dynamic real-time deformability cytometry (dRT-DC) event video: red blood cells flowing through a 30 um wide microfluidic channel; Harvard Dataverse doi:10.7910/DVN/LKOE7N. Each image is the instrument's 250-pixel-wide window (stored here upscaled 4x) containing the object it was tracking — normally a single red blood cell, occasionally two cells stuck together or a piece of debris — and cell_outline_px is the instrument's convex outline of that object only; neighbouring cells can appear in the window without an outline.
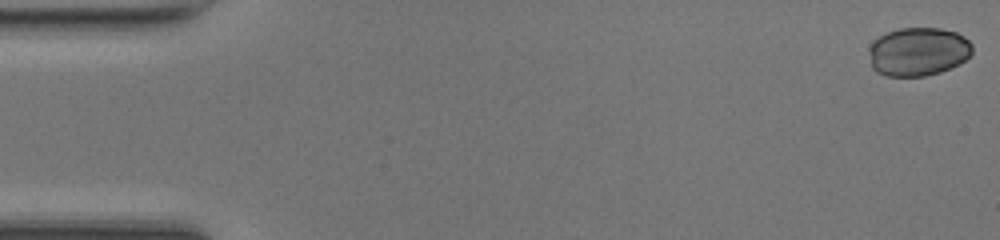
{"species": "common noctule bat (a hibernating species)", "species_latin": "Nyctalus noctula", "temperature_condition": "room temperature", "stored_images_in_passage": 49, "camera_frame_rate_fps": 3000, "um_per_image_px": 0.085, "animal": {"sex": "female", "body_mass_g": 17.0, "forearm_length_mm": 48.0}, "frame": {"image": 1, "passage_image": 1, "time_ms": 0.0, "image_size_px": [1000, 240], "cell_outline_px": [[972, 52], [960, 64], [940, 72], [924, 76], [888, 76], [876, 72], [872, 68], [868, 52], [868, 48], [880, 36], [888, 32], [900, 28], [940, 28], [956, 32], [964, 36], [972, 44]], "centroid_in_image_um": [78.04, 4.39], "position_along_channel_um": 7.0, "area_um2": 29.3}}
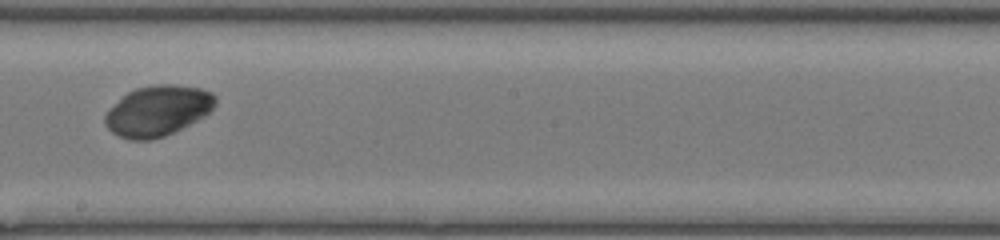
{"frame": {"image": 2, "passage_image": 28, "time_ms": 9.0, "image_size_px": [1000, 240], "cell_outline_px": [[216, 104], [204, 116], [164, 136], [152, 140], [128, 140], [112, 132], [104, 124], [104, 116], [128, 92], [136, 88], [152, 84], [172, 84], [200, 88], [212, 92], [216, 96]], "centroid_in_image_um": [13.42, 9.41], "position_along_channel_um": 234.8, "area_um2": 32.08}}
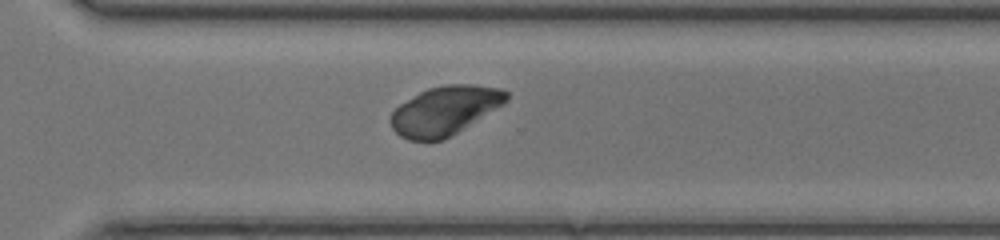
{"frame": {"image": 3, "passage_image": 35, "time_ms": 11.333, "image_size_px": [1000, 240], "cell_outline_px": [[508, 100], [452, 136], [444, 140], [408, 140], [400, 136], [392, 128], [388, 120], [392, 112], [400, 104], [420, 92], [428, 88], [444, 84], [472, 84], [500, 88], [508, 92]], "centroid_in_image_um": [37.78, 9.4], "position_along_channel_um": 332.8, "area_um2": 32.83}}